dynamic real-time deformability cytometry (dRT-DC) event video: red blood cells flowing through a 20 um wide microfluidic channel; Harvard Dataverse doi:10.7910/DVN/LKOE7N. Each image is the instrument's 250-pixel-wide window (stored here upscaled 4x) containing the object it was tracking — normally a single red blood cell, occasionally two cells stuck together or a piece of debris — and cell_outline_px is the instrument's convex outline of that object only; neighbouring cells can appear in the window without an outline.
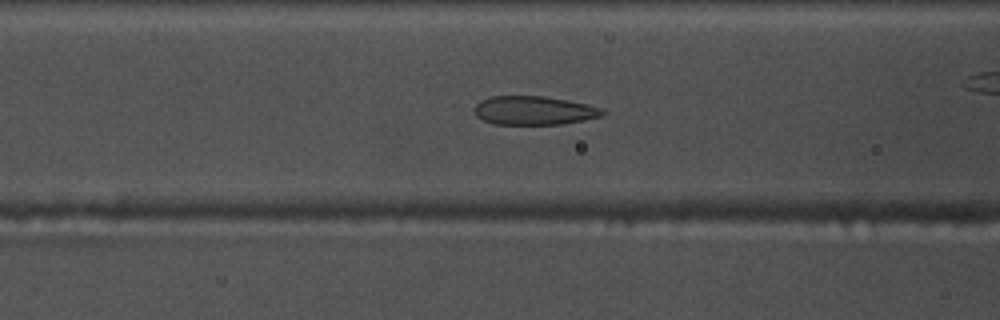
{"species": "common noctule bat (a hibernating species)", "species_latin": "Nyctalus noctula", "temperature_condition": "warm", "stored_images_in_passage": 45, "camera_frame_rate_fps": 3000, "um_per_image_px": 0.085, "animal": {"sex": "male", "body_mass_g": 17.5, "forearm_length_mm": 52.3}, "frame": {"image": 1, "passage_image": 20, "time_ms": 6.333, "image_size_px": [1000, 320], "cell_outline_px": [[604, 116], [560, 124], [492, 124], [476, 116], [472, 108], [480, 100], [492, 96], [544, 96], [568, 100], [588, 104], [604, 108]], "centroid_in_image_um": [45.38, 9.38], "position_along_channel_um": 121.2, "area_um2": 21.62}}
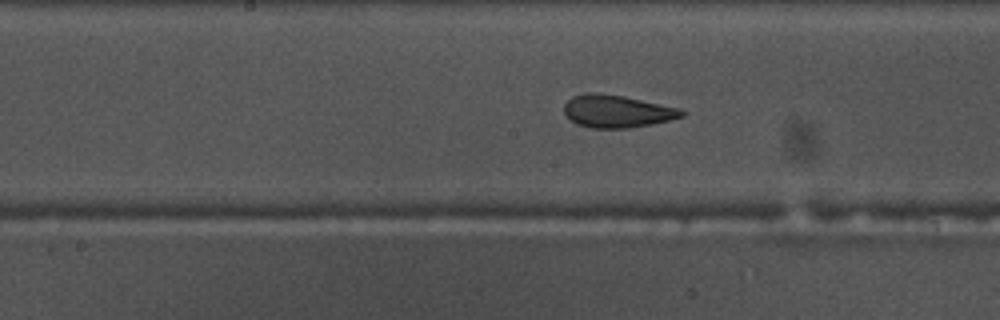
{"frame": {"image": 2, "passage_image": 26, "time_ms": 8.333, "image_size_px": [1000, 320], "cell_outline_px": [[684, 116], [668, 120], [628, 128], [592, 128], [576, 124], [568, 120], [564, 112], [564, 104], [572, 96], [584, 92], [600, 92], [624, 96], [680, 108], [684, 112]], "centroid_in_image_um": [52.37, 9.44], "position_along_channel_um": 195.8, "area_um2": 22.43}, "authors_computed_cell_mechanics": {"area_um2": 22.831, "velocity_mm_per_s": 3.7377, "shape_relaxation_time_tau1_ms": 7.5868, "shape_relaxation_time_tau2_ms": 1.7191, "deformation_change_tau1": 0.1968, "deformation_change_tau2": 0.0771}}